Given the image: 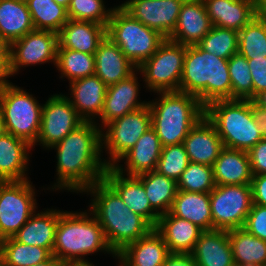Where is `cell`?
Wrapping results in <instances>:
<instances>
[{"mask_svg":"<svg viewBox=\"0 0 266 266\" xmlns=\"http://www.w3.org/2000/svg\"><path fill=\"white\" fill-rule=\"evenodd\" d=\"M102 129L97 122L83 121L59 143L56 150V183L53 191L83 193L94 183L103 180L108 166L102 158ZM55 189V190H54Z\"/></svg>","mask_w":266,"mask_h":266,"instance_id":"cell-1","label":"cell"},{"mask_svg":"<svg viewBox=\"0 0 266 266\" xmlns=\"http://www.w3.org/2000/svg\"><path fill=\"white\" fill-rule=\"evenodd\" d=\"M85 192L93 197L89 210L98 220L115 254L153 229L143 217L132 212L104 180L94 183Z\"/></svg>","mask_w":266,"mask_h":266,"instance_id":"cell-2","label":"cell"},{"mask_svg":"<svg viewBox=\"0 0 266 266\" xmlns=\"http://www.w3.org/2000/svg\"><path fill=\"white\" fill-rule=\"evenodd\" d=\"M87 211H63L59 216L52 255L61 264L91 263L85 256L102 251L116 258L98 220Z\"/></svg>","mask_w":266,"mask_h":266,"instance_id":"cell-3","label":"cell"},{"mask_svg":"<svg viewBox=\"0 0 266 266\" xmlns=\"http://www.w3.org/2000/svg\"><path fill=\"white\" fill-rule=\"evenodd\" d=\"M231 88L228 59L198 45L186 46L179 91L195 95L206 107L215 100L231 99Z\"/></svg>","mask_w":266,"mask_h":266,"instance_id":"cell-4","label":"cell"},{"mask_svg":"<svg viewBox=\"0 0 266 266\" xmlns=\"http://www.w3.org/2000/svg\"><path fill=\"white\" fill-rule=\"evenodd\" d=\"M159 97L148 101L151 127L162 146L183 143L192 127L205 116V106L192 94L181 91L157 92Z\"/></svg>","mask_w":266,"mask_h":266,"instance_id":"cell-5","label":"cell"},{"mask_svg":"<svg viewBox=\"0 0 266 266\" xmlns=\"http://www.w3.org/2000/svg\"><path fill=\"white\" fill-rule=\"evenodd\" d=\"M205 116L216 127L224 147L249 151L264 138L258 129L257 111L251 100H215Z\"/></svg>","mask_w":266,"mask_h":266,"instance_id":"cell-6","label":"cell"},{"mask_svg":"<svg viewBox=\"0 0 266 266\" xmlns=\"http://www.w3.org/2000/svg\"><path fill=\"white\" fill-rule=\"evenodd\" d=\"M106 36L138 68L166 39L158 31L134 19L120 5L114 6L106 26Z\"/></svg>","mask_w":266,"mask_h":266,"instance_id":"cell-7","label":"cell"},{"mask_svg":"<svg viewBox=\"0 0 266 266\" xmlns=\"http://www.w3.org/2000/svg\"><path fill=\"white\" fill-rule=\"evenodd\" d=\"M35 98L12 82L0 90V111L6 132L27 141L32 147L38 145L43 106Z\"/></svg>","mask_w":266,"mask_h":266,"instance_id":"cell-8","label":"cell"},{"mask_svg":"<svg viewBox=\"0 0 266 266\" xmlns=\"http://www.w3.org/2000/svg\"><path fill=\"white\" fill-rule=\"evenodd\" d=\"M186 46L166 38L137 70L151 92L179 91Z\"/></svg>","mask_w":266,"mask_h":266,"instance_id":"cell-9","label":"cell"},{"mask_svg":"<svg viewBox=\"0 0 266 266\" xmlns=\"http://www.w3.org/2000/svg\"><path fill=\"white\" fill-rule=\"evenodd\" d=\"M31 180L0 181V241L14 235L36 212Z\"/></svg>","mask_w":266,"mask_h":266,"instance_id":"cell-10","label":"cell"},{"mask_svg":"<svg viewBox=\"0 0 266 266\" xmlns=\"http://www.w3.org/2000/svg\"><path fill=\"white\" fill-rule=\"evenodd\" d=\"M151 127L149 105L127 113L103 127L101 131L102 153H108L105 163L113 167L135 145L139 138ZM119 162V163H118Z\"/></svg>","mask_w":266,"mask_h":266,"instance_id":"cell-11","label":"cell"},{"mask_svg":"<svg viewBox=\"0 0 266 266\" xmlns=\"http://www.w3.org/2000/svg\"><path fill=\"white\" fill-rule=\"evenodd\" d=\"M209 195L213 229L243 228L253 205L250 184L216 185Z\"/></svg>","mask_w":266,"mask_h":266,"instance_id":"cell-12","label":"cell"},{"mask_svg":"<svg viewBox=\"0 0 266 266\" xmlns=\"http://www.w3.org/2000/svg\"><path fill=\"white\" fill-rule=\"evenodd\" d=\"M58 33L49 30H33L9 45L10 76L18 74L20 68L52 62L56 65Z\"/></svg>","mask_w":266,"mask_h":266,"instance_id":"cell-13","label":"cell"},{"mask_svg":"<svg viewBox=\"0 0 266 266\" xmlns=\"http://www.w3.org/2000/svg\"><path fill=\"white\" fill-rule=\"evenodd\" d=\"M82 122L65 94H53L42 106L41 128L36 143L50 150Z\"/></svg>","mask_w":266,"mask_h":266,"instance_id":"cell-14","label":"cell"},{"mask_svg":"<svg viewBox=\"0 0 266 266\" xmlns=\"http://www.w3.org/2000/svg\"><path fill=\"white\" fill-rule=\"evenodd\" d=\"M184 0H127L120 6L134 19L169 38Z\"/></svg>","mask_w":266,"mask_h":266,"instance_id":"cell-15","label":"cell"},{"mask_svg":"<svg viewBox=\"0 0 266 266\" xmlns=\"http://www.w3.org/2000/svg\"><path fill=\"white\" fill-rule=\"evenodd\" d=\"M137 73L139 74L138 70L128 78L107 87L102 113L99 118L101 124L97 123L102 130L111 121L148 105L147 101L139 100L140 84Z\"/></svg>","mask_w":266,"mask_h":266,"instance_id":"cell-16","label":"cell"},{"mask_svg":"<svg viewBox=\"0 0 266 266\" xmlns=\"http://www.w3.org/2000/svg\"><path fill=\"white\" fill-rule=\"evenodd\" d=\"M103 180L120 196L135 214L143 217L153 228L159 215L152 209L142 182L136 176H125L114 167H108Z\"/></svg>","mask_w":266,"mask_h":266,"instance_id":"cell-17","label":"cell"},{"mask_svg":"<svg viewBox=\"0 0 266 266\" xmlns=\"http://www.w3.org/2000/svg\"><path fill=\"white\" fill-rule=\"evenodd\" d=\"M212 26L203 0H184L176 28L168 39L185 46L197 45Z\"/></svg>","mask_w":266,"mask_h":266,"instance_id":"cell-18","label":"cell"},{"mask_svg":"<svg viewBox=\"0 0 266 266\" xmlns=\"http://www.w3.org/2000/svg\"><path fill=\"white\" fill-rule=\"evenodd\" d=\"M190 162L213 166L224 148L216 127L204 116L190 130L182 143Z\"/></svg>","mask_w":266,"mask_h":266,"instance_id":"cell-19","label":"cell"},{"mask_svg":"<svg viewBox=\"0 0 266 266\" xmlns=\"http://www.w3.org/2000/svg\"><path fill=\"white\" fill-rule=\"evenodd\" d=\"M67 96L83 121L96 122L102 113L107 86L95 74L69 83Z\"/></svg>","mask_w":266,"mask_h":266,"instance_id":"cell-20","label":"cell"},{"mask_svg":"<svg viewBox=\"0 0 266 266\" xmlns=\"http://www.w3.org/2000/svg\"><path fill=\"white\" fill-rule=\"evenodd\" d=\"M162 148L163 146L156 131L150 127L120 159V161L125 160V165L116 164L113 167L126 176H138L155 171ZM123 166L126 167L124 168Z\"/></svg>","mask_w":266,"mask_h":266,"instance_id":"cell-21","label":"cell"},{"mask_svg":"<svg viewBox=\"0 0 266 266\" xmlns=\"http://www.w3.org/2000/svg\"><path fill=\"white\" fill-rule=\"evenodd\" d=\"M169 254L163 237L153 228L146 236L125 246L116 259L118 266H162Z\"/></svg>","mask_w":266,"mask_h":266,"instance_id":"cell-22","label":"cell"},{"mask_svg":"<svg viewBox=\"0 0 266 266\" xmlns=\"http://www.w3.org/2000/svg\"><path fill=\"white\" fill-rule=\"evenodd\" d=\"M94 58L95 75L107 87L128 78L137 70V67L124 55L122 50L107 36L99 44Z\"/></svg>","mask_w":266,"mask_h":266,"instance_id":"cell-23","label":"cell"},{"mask_svg":"<svg viewBox=\"0 0 266 266\" xmlns=\"http://www.w3.org/2000/svg\"><path fill=\"white\" fill-rule=\"evenodd\" d=\"M31 148L27 141L8 132L0 136V181L28 180Z\"/></svg>","mask_w":266,"mask_h":266,"instance_id":"cell-24","label":"cell"},{"mask_svg":"<svg viewBox=\"0 0 266 266\" xmlns=\"http://www.w3.org/2000/svg\"><path fill=\"white\" fill-rule=\"evenodd\" d=\"M167 245L169 253L191 254L203 231L197 225L170 212L161 215L154 228Z\"/></svg>","mask_w":266,"mask_h":266,"instance_id":"cell-25","label":"cell"},{"mask_svg":"<svg viewBox=\"0 0 266 266\" xmlns=\"http://www.w3.org/2000/svg\"><path fill=\"white\" fill-rule=\"evenodd\" d=\"M106 37V26L90 21L69 19L58 32V48L95 54Z\"/></svg>","mask_w":266,"mask_h":266,"instance_id":"cell-26","label":"cell"},{"mask_svg":"<svg viewBox=\"0 0 266 266\" xmlns=\"http://www.w3.org/2000/svg\"><path fill=\"white\" fill-rule=\"evenodd\" d=\"M203 1L213 26L239 32L257 15V6L247 0Z\"/></svg>","mask_w":266,"mask_h":266,"instance_id":"cell-27","label":"cell"},{"mask_svg":"<svg viewBox=\"0 0 266 266\" xmlns=\"http://www.w3.org/2000/svg\"><path fill=\"white\" fill-rule=\"evenodd\" d=\"M191 254L197 266H229L234 262L226 230L202 231Z\"/></svg>","mask_w":266,"mask_h":266,"instance_id":"cell-28","label":"cell"},{"mask_svg":"<svg viewBox=\"0 0 266 266\" xmlns=\"http://www.w3.org/2000/svg\"><path fill=\"white\" fill-rule=\"evenodd\" d=\"M62 212L63 210L53 208L40 213L36 211L13 238L26 245L46 248L52 254L59 216Z\"/></svg>","mask_w":266,"mask_h":266,"instance_id":"cell-29","label":"cell"},{"mask_svg":"<svg viewBox=\"0 0 266 266\" xmlns=\"http://www.w3.org/2000/svg\"><path fill=\"white\" fill-rule=\"evenodd\" d=\"M213 174L216 185L251 184L248 152L224 147L213 165Z\"/></svg>","mask_w":266,"mask_h":266,"instance_id":"cell-30","label":"cell"},{"mask_svg":"<svg viewBox=\"0 0 266 266\" xmlns=\"http://www.w3.org/2000/svg\"><path fill=\"white\" fill-rule=\"evenodd\" d=\"M169 212L192 222L203 231L213 229L209 193L178 190Z\"/></svg>","mask_w":266,"mask_h":266,"instance_id":"cell-31","label":"cell"},{"mask_svg":"<svg viewBox=\"0 0 266 266\" xmlns=\"http://www.w3.org/2000/svg\"><path fill=\"white\" fill-rule=\"evenodd\" d=\"M35 30L26 2L0 0V37L9 45Z\"/></svg>","mask_w":266,"mask_h":266,"instance_id":"cell-32","label":"cell"},{"mask_svg":"<svg viewBox=\"0 0 266 266\" xmlns=\"http://www.w3.org/2000/svg\"><path fill=\"white\" fill-rule=\"evenodd\" d=\"M233 260L242 266H266V241L243 228L228 230Z\"/></svg>","mask_w":266,"mask_h":266,"instance_id":"cell-33","label":"cell"},{"mask_svg":"<svg viewBox=\"0 0 266 266\" xmlns=\"http://www.w3.org/2000/svg\"><path fill=\"white\" fill-rule=\"evenodd\" d=\"M136 177L142 182L152 209L159 216L168 213L178 191L177 182L156 170Z\"/></svg>","mask_w":266,"mask_h":266,"instance_id":"cell-34","label":"cell"},{"mask_svg":"<svg viewBox=\"0 0 266 266\" xmlns=\"http://www.w3.org/2000/svg\"><path fill=\"white\" fill-rule=\"evenodd\" d=\"M51 256L46 248L20 243L13 237L0 241L3 266H33L47 261Z\"/></svg>","mask_w":266,"mask_h":266,"instance_id":"cell-35","label":"cell"},{"mask_svg":"<svg viewBox=\"0 0 266 266\" xmlns=\"http://www.w3.org/2000/svg\"><path fill=\"white\" fill-rule=\"evenodd\" d=\"M35 30H49L58 33L69 20L67 9L54 0H28Z\"/></svg>","mask_w":266,"mask_h":266,"instance_id":"cell-36","label":"cell"},{"mask_svg":"<svg viewBox=\"0 0 266 266\" xmlns=\"http://www.w3.org/2000/svg\"><path fill=\"white\" fill-rule=\"evenodd\" d=\"M55 66L61 72L60 78H67L70 83L95 74L94 54L58 48Z\"/></svg>","mask_w":266,"mask_h":266,"instance_id":"cell-37","label":"cell"},{"mask_svg":"<svg viewBox=\"0 0 266 266\" xmlns=\"http://www.w3.org/2000/svg\"><path fill=\"white\" fill-rule=\"evenodd\" d=\"M238 52L247 59L266 57V20L256 15L238 32Z\"/></svg>","mask_w":266,"mask_h":266,"instance_id":"cell-38","label":"cell"},{"mask_svg":"<svg viewBox=\"0 0 266 266\" xmlns=\"http://www.w3.org/2000/svg\"><path fill=\"white\" fill-rule=\"evenodd\" d=\"M197 45L218 58L229 59L238 52V31L212 26Z\"/></svg>","mask_w":266,"mask_h":266,"instance_id":"cell-39","label":"cell"},{"mask_svg":"<svg viewBox=\"0 0 266 266\" xmlns=\"http://www.w3.org/2000/svg\"><path fill=\"white\" fill-rule=\"evenodd\" d=\"M228 71L231 80V99L251 100L253 82L247 58L239 52L228 59Z\"/></svg>","mask_w":266,"mask_h":266,"instance_id":"cell-40","label":"cell"},{"mask_svg":"<svg viewBox=\"0 0 266 266\" xmlns=\"http://www.w3.org/2000/svg\"><path fill=\"white\" fill-rule=\"evenodd\" d=\"M213 166L189 162L177 181L180 191L210 193L215 188Z\"/></svg>","mask_w":266,"mask_h":266,"instance_id":"cell-41","label":"cell"},{"mask_svg":"<svg viewBox=\"0 0 266 266\" xmlns=\"http://www.w3.org/2000/svg\"><path fill=\"white\" fill-rule=\"evenodd\" d=\"M113 8L106 9L103 0H71L67 8L68 18L90 21L107 26Z\"/></svg>","mask_w":266,"mask_h":266,"instance_id":"cell-42","label":"cell"},{"mask_svg":"<svg viewBox=\"0 0 266 266\" xmlns=\"http://www.w3.org/2000/svg\"><path fill=\"white\" fill-rule=\"evenodd\" d=\"M189 162L183 144L167 145L162 148L156 171L177 182L182 172L187 168Z\"/></svg>","mask_w":266,"mask_h":266,"instance_id":"cell-43","label":"cell"},{"mask_svg":"<svg viewBox=\"0 0 266 266\" xmlns=\"http://www.w3.org/2000/svg\"><path fill=\"white\" fill-rule=\"evenodd\" d=\"M243 229L259 239L266 241V207L253 204Z\"/></svg>","mask_w":266,"mask_h":266,"instance_id":"cell-44","label":"cell"},{"mask_svg":"<svg viewBox=\"0 0 266 266\" xmlns=\"http://www.w3.org/2000/svg\"><path fill=\"white\" fill-rule=\"evenodd\" d=\"M253 82V97L266 91V57L247 59Z\"/></svg>","mask_w":266,"mask_h":266,"instance_id":"cell-45","label":"cell"},{"mask_svg":"<svg viewBox=\"0 0 266 266\" xmlns=\"http://www.w3.org/2000/svg\"><path fill=\"white\" fill-rule=\"evenodd\" d=\"M252 175L266 174V137L248 151Z\"/></svg>","mask_w":266,"mask_h":266,"instance_id":"cell-46","label":"cell"},{"mask_svg":"<svg viewBox=\"0 0 266 266\" xmlns=\"http://www.w3.org/2000/svg\"><path fill=\"white\" fill-rule=\"evenodd\" d=\"M250 185L253 204L266 207V174L253 175Z\"/></svg>","mask_w":266,"mask_h":266,"instance_id":"cell-47","label":"cell"},{"mask_svg":"<svg viewBox=\"0 0 266 266\" xmlns=\"http://www.w3.org/2000/svg\"><path fill=\"white\" fill-rule=\"evenodd\" d=\"M162 266H197L192 254L170 253Z\"/></svg>","mask_w":266,"mask_h":266,"instance_id":"cell-48","label":"cell"},{"mask_svg":"<svg viewBox=\"0 0 266 266\" xmlns=\"http://www.w3.org/2000/svg\"><path fill=\"white\" fill-rule=\"evenodd\" d=\"M8 64L9 59H0V90L10 83V80L7 79L10 77Z\"/></svg>","mask_w":266,"mask_h":266,"instance_id":"cell-49","label":"cell"},{"mask_svg":"<svg viewBox=\"0 0 266 266\" xmlns=\"http://www.w3.org/2000/svg\"><path fill=\"white\" fill-rule=\"evenodd\" d=\"M257 111V125L261 134L266 137V109H256Z\"/></svg>","mask_w":266,"mask_h":266,"instance_id":"cell-50","label":"cell"},{"mask_svg":"<svg viewBox=\"0 0 266 266\" xmlns=\"http://www.w3.org/2000/svg\"><path fill=\"white\" fill-rule=\"evenodd\" d=\"M255 109H266V91L259 92L251 99Z\"/></svg>","mask_w":266,"mask_h":266,"instance_id":"cell-51","label":"cell"},{"mask_svg":"<svg viewBox=\"0 0 266 266\" xmlns=\"http://www.w3.org/2000/svg\"><path fill=\"white\" fill-rule=\"evenodd\" d=\"M0 59H9V44L0 37Z\"/></svg>","mask_w":266,"mask_h":266,"instance_id":"cell-52","label":"cell"},{"mask_svg":"<svg viewBox=\"0 0 266 266\" xmlns=\"http://www.w3.org/2000/svg\"><path fill=\"white\" fill-rule=\"evenodd\" d=\"M257 15L266 20V0H260L257 6Z\"/></svg>","mask_w":266,"mask_h":266,"instance_id":"cell-53","label":"cell"},{"mask_svg":"<svg viewBox=\"0 0 266 266\" xmlns=\"http://www.w3.org/2000/svg\"><path fill=\"white\" fill-rule=\"evenodd\" d=\"M33 266H62V264L52 255L47 261Z\"/></svg>","mask_w":266,"mask_h":266,"instance_id":"cell-54","label":"cell"},{"mask_svg":"<svg viewBox=\"0 0 266 266\" xmlns=\"http://www.w3.org/2000/svg\"><path fill=\"white\" fill-rule=\"evenodd\" d=\"M6 132L5 130V124H4V120L2 118V114L0 111V136L3 135Z\"/></svg>","mask_w":266,"mask_h":266,"instance_id":"cell-55","label":"cell"},{"mask_svg":"<svg viewBox=\"0 0 266 266\" xmlns=\"http://www.w3.org/2000/svg\"><path fill=\"white\" fill-rule=\"evenodd\" d=\"M57 4L65 7L66 9L68 8L70 1L71 0H54Z\"/></svg>","mask_w":266,"mask_h":266,"instance_id":"cell-56","label":"cell"},{"mask_svg":"<svg viewBox=\"0 0 266 266\" xmlns=\"http://www.w3.org/2000/svg\"><path fill=\"white\" fill-rule=\"evenodd\" d=\"M62 266H95L93 263L62 264Z\"/></svg>","mask_w":266,"mask_h":266,"instance_id":"cell-57","label":"cell"},{"mask_svg":"<svg viewBox=\"0 0 266 266\" xmlns=\"http://www.w3.org/2000/svg\"><path fill=\"white\" fill-rule=\"evenodd\" d=\"M247 1H250V2L254 3L256 6H258L260 0H247Z\"/></svg>","mask_w":266,"mask_h":266,"instance_id":"cell-58","label":"cell"},{"mask_svg":"<svg viewBox=\"0 0 266 266\" xmlns=\"http://www.w3.org/2000/svg\"><path fill=\"white\" fill-rule=\"evenodd\" d=\"M229 266H242L241 264H238V263H235V262H233L231 265H229Z\"/></svg>","mask_w":266,"mask_h":266,"instance_id":"cell-59","label":"cell"},{"mask_svg":"<svg viewBox=\"0 0 266 266\" xmlns=\"http://www.w3.org/2000/svg\"><path fill=\"white\" fill-rule=\"evenodd\" d=\"M16 1L27 2L28 0H16Z\"/></svg>","mask_w":266,"mask_h":266,"instance_id":"cell-60","label":"cell"},{"mask_svg":"<svg viewBox=\"0 0 266 266\" xmlns=\"http://www.w3.org/2000/svg\"><path fill=\"white\" fill-rule=\"evenodd\" d=\"M0 266H3L2 260L0 259Z\"/></svg>","mask_w":266,"mask_h":266,"instance_id":"cell-61","label":"cell"}]
</instances>
